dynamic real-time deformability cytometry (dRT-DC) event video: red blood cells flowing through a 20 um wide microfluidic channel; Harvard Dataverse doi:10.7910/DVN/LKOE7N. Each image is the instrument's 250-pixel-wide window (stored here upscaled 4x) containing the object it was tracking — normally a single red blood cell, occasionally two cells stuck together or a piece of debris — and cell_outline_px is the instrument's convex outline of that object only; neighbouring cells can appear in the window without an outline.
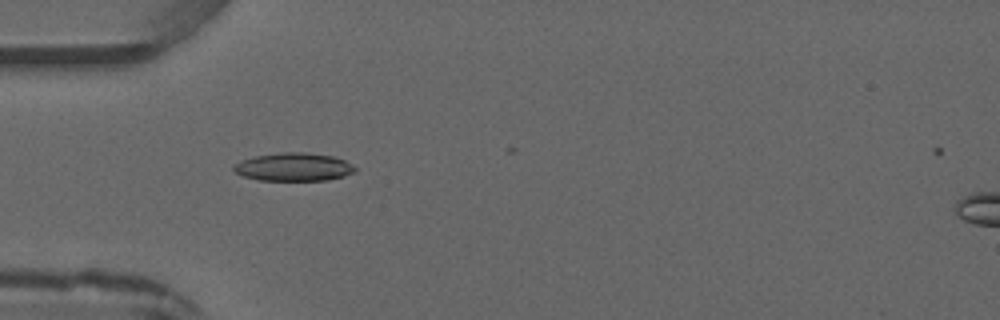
{"species": "common noctule bat (a hibernating species)", "species_latin": "Nyctalus noctula", "temperature_condition": "warm", "stored_images_in_passage": 2, "camera_frame_rate_fps": 3000, "um_per_image_px": 0.085, "animal": {"sex": "male", "forearm_length_mm": 52.5}, "frame": {"image": 1, "passage_image": 1, "time_ms": 0.0, "image_size_px": [1000, 320], "cell_outline_px": [[356, 172], [344, 176], [328, 180], [260, 180], [244, 176], [236, 172], [232, 168], [236, 164], [244, 160], [256, 156], [280, 152], [304, 152], [332, 156], [344, 160], [352, 164], [356, 168]], "centroid_in_image_um": [25.01, 14.19], "position_along_channel_um": 60.0, "area_um2": 19.71}}
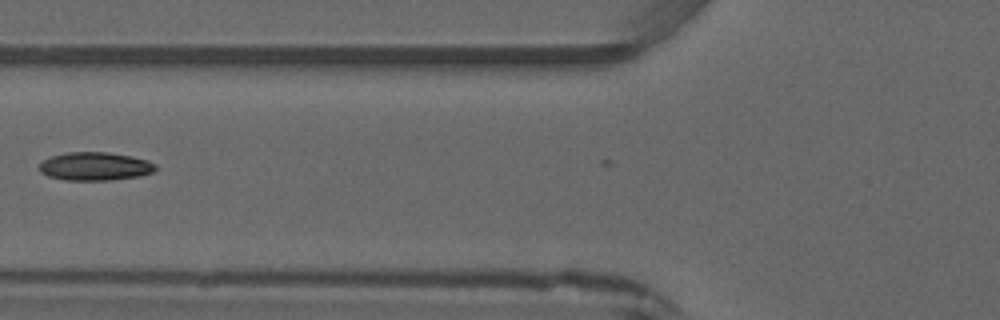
{"frame": {"image": 2, "passage_image": 2, "time_ms": 1.333, "image_size_px": [1000, 320], "cell_outline_px": [[156, 168], [152, 172], [140, 176], [112, 180], [64, 180], [48, 176], [40, 172], [36, 168], [44, 160], [52, 156], [68, 152], [108, 152], [132, 156], [148, 160], [156, 164]], "centroid_in_image_um": [8.07, 14.14], "position_along_channel_um": 117.7, "area_um2": 19.31}}